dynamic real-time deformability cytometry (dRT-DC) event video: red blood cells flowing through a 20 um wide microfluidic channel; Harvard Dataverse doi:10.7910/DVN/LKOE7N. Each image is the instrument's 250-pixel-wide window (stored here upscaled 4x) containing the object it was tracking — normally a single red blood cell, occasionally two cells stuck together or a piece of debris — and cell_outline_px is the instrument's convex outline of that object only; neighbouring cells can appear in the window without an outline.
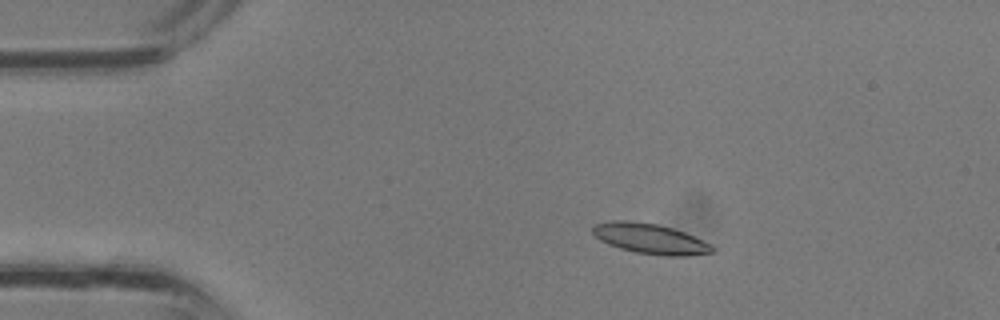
{"species": "common noctule bat (a hibernating species)", "species_latin": "Nyctalus noctula", "temperature_condition": "room temperature", "stored_images_in_passage": 36, "camera_frame_rate_fps": 3000, "um_per_image_px": 0.085, "animal": {"sex": "male", "body_mass_g": 13.3}, "frame": {"image": 1, "passage_image": 7, "time_ms": 2.0, "image_size_px": [1000, 320], "cell_outline_px": [[716, 252], [688, 256], [664, 256], [636, 252], [620, 248], [608, 244], [600, 240], [592, 232], [592, 228], [596, 224], [612, 220], [628, 220], [656, 224], [672, 228], [684, 232], [712, 244], [716, 248]], "centroid_in_image_um": [55.31, 20.3], "position_along_channel_um": 29.7, "area_um2": 21.15}}
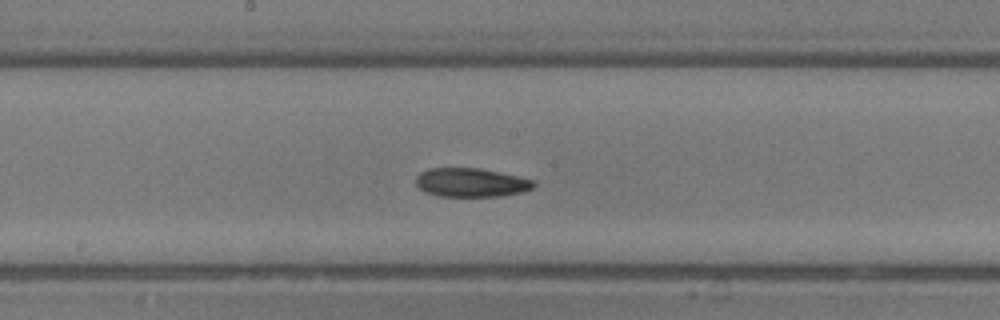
{"frame": {"image": 2, "passage_image": 19, "time_ms": 6.0, "image_size_px": [1000, 320], "cell_outline_px": [[536, 184], [532, 188], [524, 192], [500, 196], [440, 196], [424, 192], [416, 184], [416, 176], [420, 172], [428, 168], [480, 168], [516, 176], [532, 180]], "centroid_in_image_um": [40.01, 15.51], "position_along_channel_um": 208.2, "area_um2": 19.71}}
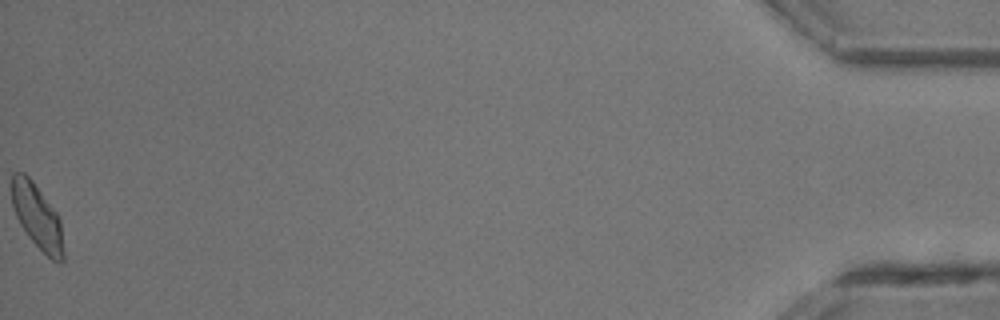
{"frame": {"image": 3, "passage_image": 36, "time_ms": 11.667, "image_size_px": [1000, 320], "cell_outline_px": [[64, 260], [60, 264], [52, 260], [28, 236], [20, 224], [16, 216], [12, 204], [12, 172], [24, 172], [32, 180], [56, 212], [60, 220], [64, 252]], "centroid_in_image_um": [3.17, 18.41], "position_along_channel_um": 432.0, "area_um2": 19.31}}